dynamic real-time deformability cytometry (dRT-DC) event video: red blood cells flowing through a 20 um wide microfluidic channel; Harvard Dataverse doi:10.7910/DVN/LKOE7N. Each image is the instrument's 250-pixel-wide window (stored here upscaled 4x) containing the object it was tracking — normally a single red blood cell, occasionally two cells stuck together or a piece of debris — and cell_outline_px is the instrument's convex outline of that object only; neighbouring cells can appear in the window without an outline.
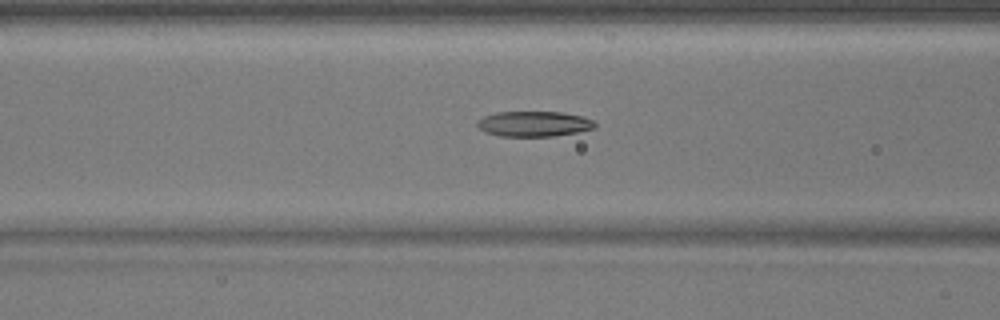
{"species": "common noctule bat (a hibernating species)", "species_latin": "Nyctalus noctula", "temperature_condition": "warm", "stored_images_in_passage": 47, "camera_frame_rate_fps": 3000, "um_per_image_px": 0.085, "animal": {"sex": "male", "body_mass_g": 17.9}, "frame": {"image": 1, "passage_image": 17, "time_ms": 5.333, "image_size_px": [1000, 320], "cell_outline_px": [[596, 128], [576, 132], [552, 136], [500, 136], [484, 132], [476, 124], [484, 116], [496, 112], [560, 112], [584, 116], [592, 120], [596, 124]], "centroid_in_image_um": [45.4, 10.52], "position_along_channel_um": 121.2, "area_um2": 17.28}}
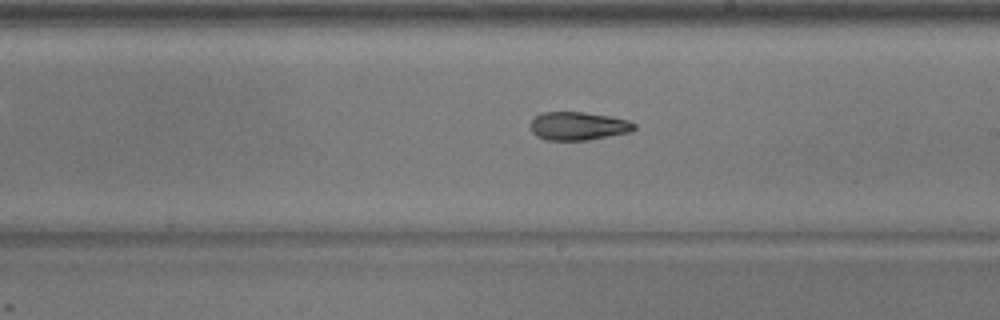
{"frame": {"image": 2, "passage_image": 26, "time_ms": 8.333, "image_size_px": [1000, 320], "cell_outline_px": [[636, 128], [628, 132], [588, 140], [544, 140], [536, 136], [532, 132], [528, 124], [536, 116], [544, 112], [584, 112], [608, 116], [628, 120], [636, 124]], "centroid_in_image_um": [49.1, 10.71], "position_along_channel_um": 239.9, "area_um2": 17.11}}
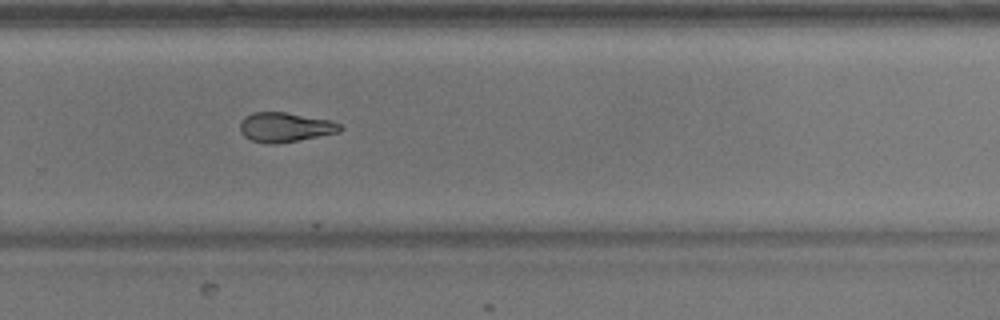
{"frame": {"image": 3, "passage_image": 31, "time_ms": 10.0, "image_size_px": [1000, 320], "cell_outline_px": [[344, 128], [340, 132], [276, 144], [264, 144], [252, 140], [244, 136], [240, 132], [240, 120], [244, 116], [252, 112], [284, 112], [332, 120], [340, 124]], "centroid_in_image_um": [24.22, 10.81], "position_along_channel_um": 305.6, "area_um2": 17.4}}